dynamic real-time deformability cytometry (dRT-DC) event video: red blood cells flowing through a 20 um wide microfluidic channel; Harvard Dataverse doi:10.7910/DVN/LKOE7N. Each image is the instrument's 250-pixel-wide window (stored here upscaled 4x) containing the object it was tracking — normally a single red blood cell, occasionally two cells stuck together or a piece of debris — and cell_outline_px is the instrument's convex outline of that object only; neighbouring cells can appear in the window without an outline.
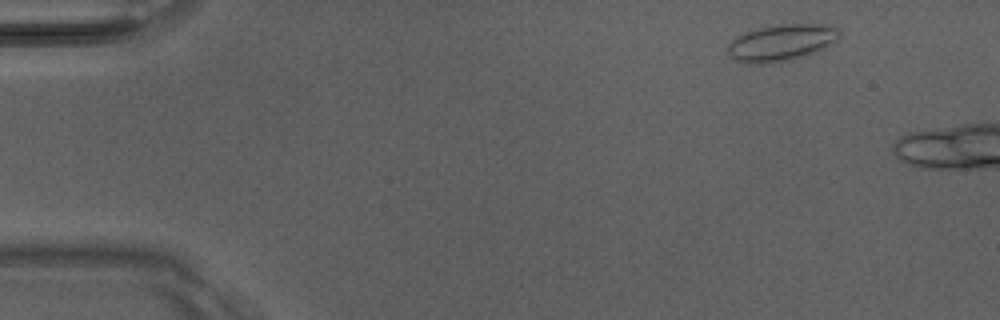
{"species": "Egyptian fruit bat (a non-hibernating species)", "species_latin": "Rousettus aegyptiacus", "temperature_condition": "room temperature", "stored_images_in_passage": 2, "camera_frame_rate_fps": 3000, "um_per_image_px": 0.085, "animal": {"sex": "male"}, "frame": {"image": 1, "passage_image": 1, "time_ms": 0.0, "image_size_px": [1000, 320], "cell_outline_px": [[840, 36], [836, 40], [824, 48], [816, 52], [792, 60], [768, 64], [748, 64], [736, 60], [728, 52], [728, 44], [736, 36], [744, 32], [760, 28], [780, 24], [820, 24], [840, 28]], "centroid_in_image_um": [66.42, 3.64], "position_along_channel_um": 18.6, "area_um2": 23.93}}